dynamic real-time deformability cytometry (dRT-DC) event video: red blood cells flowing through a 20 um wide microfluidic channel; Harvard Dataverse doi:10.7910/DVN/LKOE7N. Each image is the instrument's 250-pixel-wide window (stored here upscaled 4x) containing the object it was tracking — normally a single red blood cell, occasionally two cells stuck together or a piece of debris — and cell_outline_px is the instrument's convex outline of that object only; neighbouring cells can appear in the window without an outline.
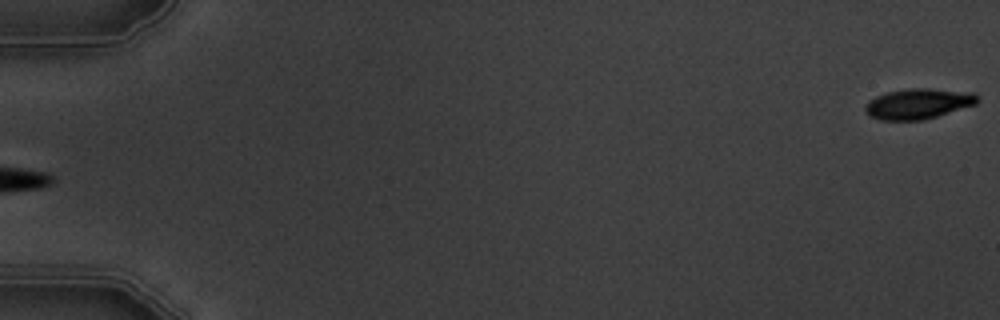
{"species": "common noctule bat (a hibernating species)", "species_latin": "Nyctalus noctula", "temperature_condition": "warm", "stored_images_in_passage": 6, "segment_of_instrument_passage": [2, 2], "camera_frame_rate_fps": 3000, "um_per_image_px": 0.085, "animal": {"sex": "male", "body_mass_g": 19.5, "forearm_length_mm": 54.6}, "frame": {"image": 1, "passage_image": 6, "time_ms": 5.667, "image_size_px": [1000, 320], "cell_outline_px": [[980, 100], [976, 104], [924, 120], [880, 120], [872, 116], [864, 108], [868, 100], [884, 92], [908, 88], [928, 88], [976, 92]], "centroid_in_image_um": [78.08, 8.8], "position_along_channel_um": 6.9, "area_um2": 20.06}}